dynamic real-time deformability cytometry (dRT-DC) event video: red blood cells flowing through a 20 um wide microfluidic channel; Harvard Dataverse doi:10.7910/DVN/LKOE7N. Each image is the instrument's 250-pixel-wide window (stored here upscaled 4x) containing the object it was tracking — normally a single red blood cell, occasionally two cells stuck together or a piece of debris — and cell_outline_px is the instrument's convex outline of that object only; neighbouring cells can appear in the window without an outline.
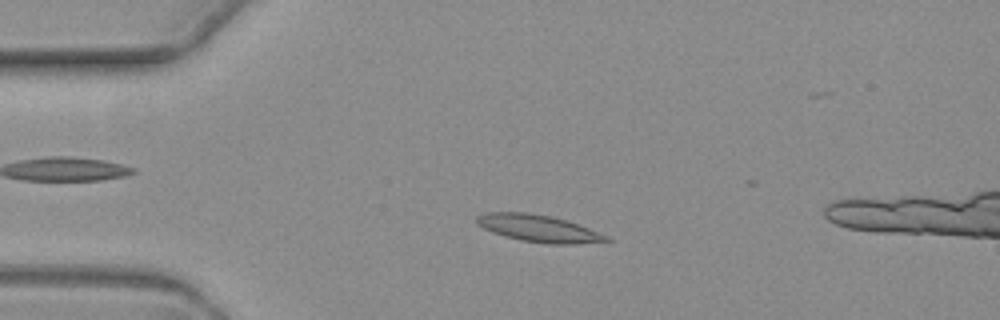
{"species": "common noctule bat (a hibernating species)", "species_latin": "Nyctalus noctula", "temperature_condition": "warm", "stored_images_in_passage": 4, "camera_frame_rate_fps": 3000, "um_per_image_px": 0.085, "animal": {"sex": "female", "body_mass_g": 19.3, "forearm_length_mm": 54.1}, "frame": {"image": 1, "passage_image": 3, "time_ms": 2.333, "image_size_px": [1000, 320], "cell_outline_px": [[612, 240], [572, 244], [548, 244], [520, 240], [504, 236], [492, 232], [476, 224], [476, 216], [484, 212], [528, 212], [552, 216], [588, 228], [608, 236]], "centroid_in_image_um": [45.71, 19.4], "position_along_channel_um": 39.3, "area_um2": 20.35}}